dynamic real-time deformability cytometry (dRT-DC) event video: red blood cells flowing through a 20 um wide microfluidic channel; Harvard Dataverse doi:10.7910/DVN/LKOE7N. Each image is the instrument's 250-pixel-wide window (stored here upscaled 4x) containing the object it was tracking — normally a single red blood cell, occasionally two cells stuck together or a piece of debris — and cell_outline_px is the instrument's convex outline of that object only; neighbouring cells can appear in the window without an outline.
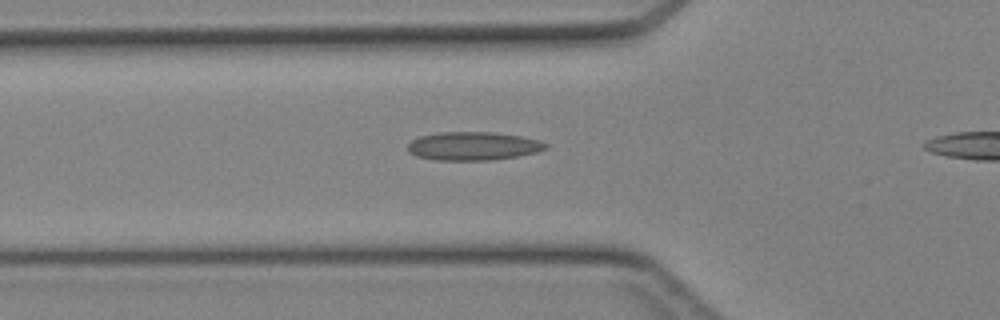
{"species": "Egyptian fruit bat (a non-hibernating species)", "species_latin": "Rousettus aegyptiacus", "temperature_condition": "cold", "stored_images_in_passage": 33, "camera_frame_rate_fps": 3000, "um_per_image_px": 0.085, "animal": {"sex": "female"}, "frame": {"image": 1, "passage_image": 10, "time_ms": 3.0, "image_size_px": [1000, 320], "cell_outline_px": [[548, 148], [536, 152], [516, 156], [488, 160], [436, 160], [416, 156], [408, 152], [408, 144], [412, 140], [420, 136], [440, 132], [496, 132], [520, 136], [540, 140], [548, 144]], "centroid_in_image_um": [40.22, 12.41], "position_along_channel_um": 85.6, "area_um2": 22.83}}
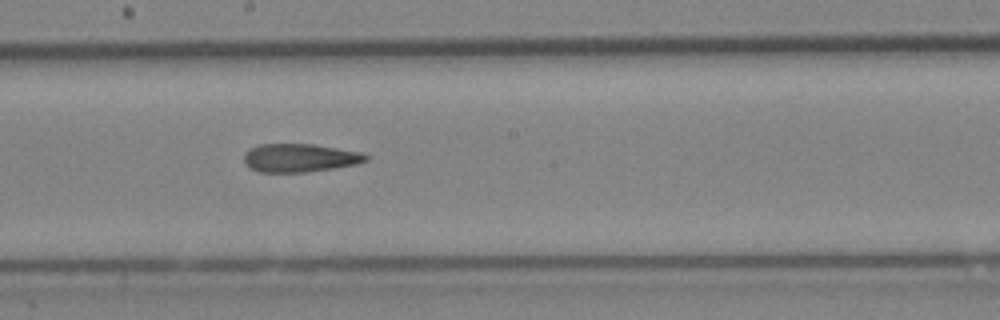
{"frame": {"image": 2, "passage_image": 19, "time_ms": 6.0, "image_size_px": [1000, 320], "cell_outline_px": [[368, 160], [356, 164], [332, 168], [304, 172], [260, 172], [248, 168], [244, 164], [244, 152], [248, 148], [260, 144], [312, 144], [364, 152], [368, 156]], "centroid_in_image_um": [25.44, 13.41], "position_along_channel_um": 222.8, "area_um2": 20.29}}
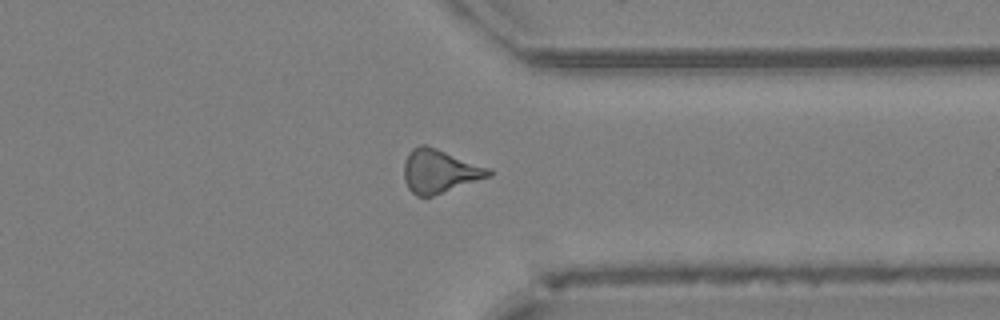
{"frame": {"image": 3, "passage_image": 29, "time_ms": 9.333, "image_size_px": [1000, 320], "cell_outline_px": [[492, 176], [432, 196], [416, 196], [408, 188], [404, 180], [404, 164], [408, 152], [412, 148], [420, 144], [428, 144], [492, 168]], "centroid_in_image_um": [37.39, 14.52], "position_along_channel_um": 374.0, "area_um2": 21.91}}